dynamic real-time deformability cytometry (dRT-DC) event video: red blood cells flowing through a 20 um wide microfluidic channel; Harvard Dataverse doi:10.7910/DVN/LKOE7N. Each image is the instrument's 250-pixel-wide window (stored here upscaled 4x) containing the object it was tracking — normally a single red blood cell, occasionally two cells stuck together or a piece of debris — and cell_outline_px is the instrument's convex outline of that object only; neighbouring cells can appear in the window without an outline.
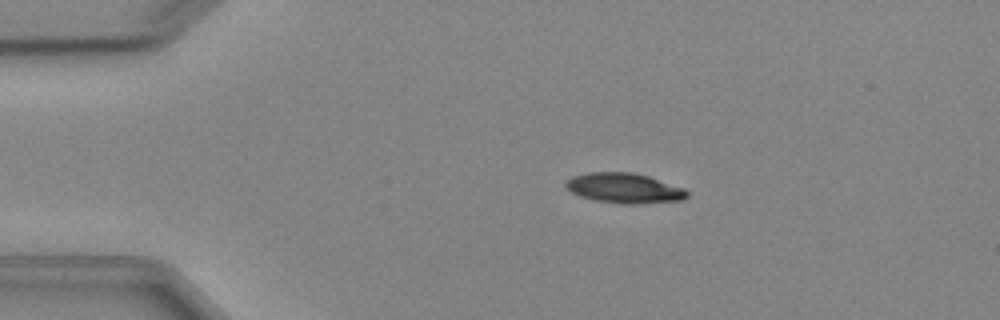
{"species": "Egyptian fruit bat (a non-hibernating species)", "species_latin": "Rousettus aegyptiacus", "temperature_condition": "cold", "stored_images_in_passage": 4, "camera_frame_rate_fps": 3000, "um_per_image_px": 0.085, "animal": {"sex": "female"}, "frame": {"image": 1, "passage_image": 3, "time_ms": 2.667, "image_size_px": [1000, 320], "cell_outline_px": [[688, 196], [684, 200], [640, 204], [620, 204], [596, 200], [580, 196], [572, 192], [564, 184], [572, 176], [588, 172], [632, 172], [648, 176], [684, 188], [688, 192]], "centroid_in_image_um": [53.09, 15.99], "position_along_channel_um": 31.9, "area_um2": 21.27}}